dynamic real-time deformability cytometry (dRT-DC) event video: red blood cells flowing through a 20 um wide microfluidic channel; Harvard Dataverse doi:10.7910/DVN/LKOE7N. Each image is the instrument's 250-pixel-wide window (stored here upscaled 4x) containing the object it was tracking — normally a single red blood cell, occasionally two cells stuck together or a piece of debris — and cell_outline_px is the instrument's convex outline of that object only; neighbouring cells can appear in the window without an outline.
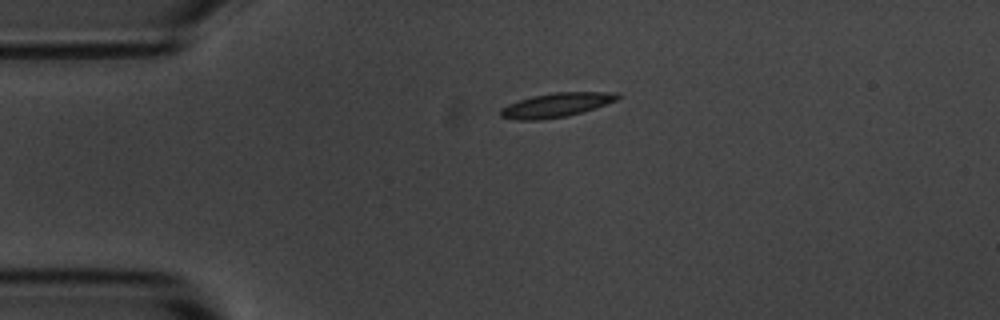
{"species": "common noctule bat (a hibernating species)", "species_latin": "Nyctalus noctula", "temperature_condition": "room temperature", "stored_images_in_passage": 2, "camera_frame_rate_fps": 3000, "um_per_image_px": 0.085, "animal": {"sex": "male", "body_mass_g": 20.1, "forearm_length_mm": 53.5}, "frame": {"image": 1, "passage_image": 1, "time_ms": 0.0, "image_size_px": [1000, 320], "cell_outline_px": [[620, 96], [616, 100], [596, 108], [568, 116], [540, 120], [516, 120], [500, 116], [500, 108], [508, 104], [532, 96], [552, 92], [616, 92]], "centroid_in_image_um": [47.27, 8.93], "position_along_channel_um": 37.7, "area_um2": 16.53}}